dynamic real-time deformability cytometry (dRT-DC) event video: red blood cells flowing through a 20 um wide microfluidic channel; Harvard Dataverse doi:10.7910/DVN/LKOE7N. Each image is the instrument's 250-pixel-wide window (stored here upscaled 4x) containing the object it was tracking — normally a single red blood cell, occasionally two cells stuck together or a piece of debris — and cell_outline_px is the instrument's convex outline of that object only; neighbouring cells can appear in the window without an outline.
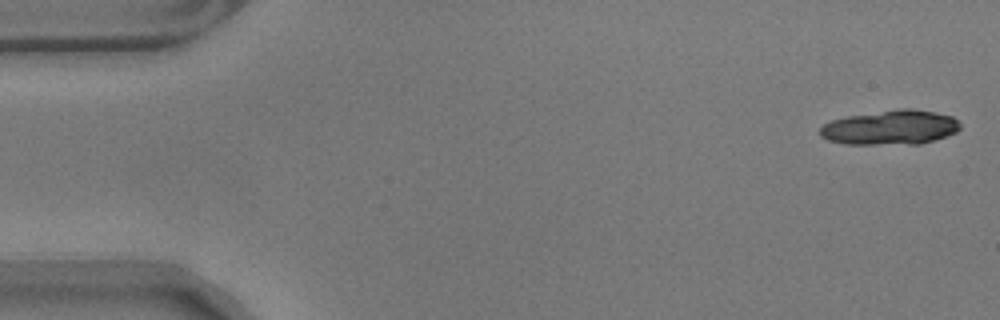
{"species": "common noctule bat (a hibernating species)", "species_latin": "Nyctalus noctula", "temperature_condition": "warm", "stored_images_in_passage": 13, "camera_frame_rate_fps": 3000, "um_per_image_px": 0.085, "animal": {"sex": "male", "body_mass_g": 17.9}, "frame": {"image": 1, "passage_image": 1, "time_ms": 0.0, "image_size_px": [1000, 320], "cell_outline_px": [[960, 128], [956, 132], [948, 136], [920, 144], [844, 144], [828, 140], [820, 136], [820, 128], [824, 124], [832, 120], [848, 116], [900, 108], [912, 108], [952, 116], [960, 124]], "centroid_in_image_um": [75.69, 10.84], "position_along_channel_um": 9.3, "area_um2": 28.21}}